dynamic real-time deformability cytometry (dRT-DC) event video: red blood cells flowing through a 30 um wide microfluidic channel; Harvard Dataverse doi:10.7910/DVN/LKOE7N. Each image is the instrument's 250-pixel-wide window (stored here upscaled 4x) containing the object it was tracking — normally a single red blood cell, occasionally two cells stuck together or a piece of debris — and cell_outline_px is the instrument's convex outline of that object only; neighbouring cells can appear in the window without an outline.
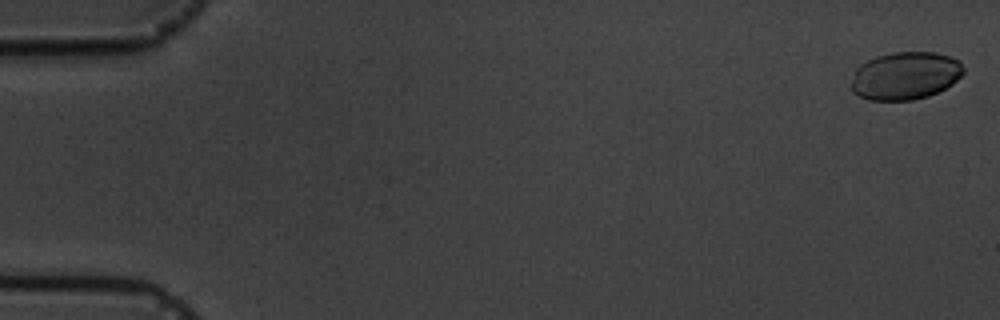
{"species": "common noctule bat (a hibernating species)", "species_latin": "Nyctalus noctula", "temperature_condition": "cold", "stored_images_in_passage": 4, "camera_frame_rate_fps": 3000, "um_per_image_px": 0.085, "animal": {"sex": "male", "body_mass_g": 19.5, "forearm_length_mm": 54.6}, "frame": {"image": 1, "passage_image": 1, "time_ms": 0.0, "image_size_px": [1000, 320], "cell_outline_px": [[964, 72], [952, 84], [928, 96], [912, 100], [868, 100], [852, 92], [852, 80], [856, 68], [860, 64], [876, 56], [892, 52], [936, 52], [960, 60], [964, 68]], "centroid_in_image_um": [76.95, 6.43], "position_along_channel_um": 8.1, "area_um2": 31.27}}